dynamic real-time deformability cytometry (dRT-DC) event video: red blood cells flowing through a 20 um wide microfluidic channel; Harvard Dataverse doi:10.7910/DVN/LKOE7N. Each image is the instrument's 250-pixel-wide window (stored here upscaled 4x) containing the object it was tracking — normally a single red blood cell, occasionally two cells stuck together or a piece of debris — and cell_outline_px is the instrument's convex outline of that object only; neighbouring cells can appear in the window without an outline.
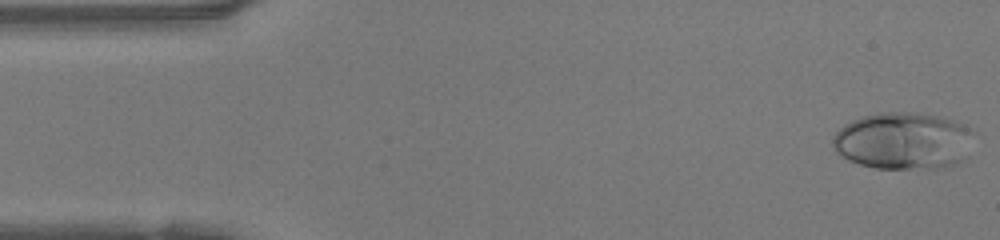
{"species": "human", "species_latin": "Homo sapiens", "temperature_condition": "warm", "stored_images_in_passage": 47, "camera_frame_rate_fps": 3000, "um_per_image_px": 0.085, "donor": {"sex": "female"}, "frame": {"image": 1, "passage_image": 1, "time_ms": 0.0, "image_size_px": [1000, 240], "cell_outline_px": [[968, 128], [960, 160], [956, 164], [944, 168], [876, 168], [860, 164], [848, 160], [836, 152], [832, 144], [832, 136], [844, 124], [852, 120], [864, 116], [880, 112], [912, 112], [936, 116], [952, 120], [964, 124]], "centroid_in_image_um": [76.61, 11.97], "position_along_channel_um": 8.4, "area_um2": 45.72}}
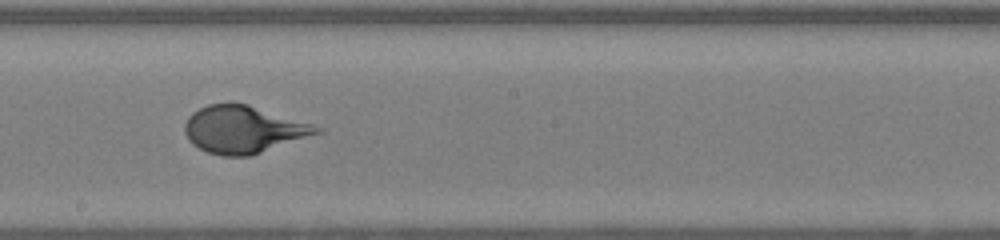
{"frame": {"image": 2, "passage_image": 25, "time_ms": 8.0, "image_size_px": [1000, 240], "cell_outline_px": [[324, 132], [252, 156], [224, 156], [208, 152], [192, 144], [188, 140], [184, 132], [184, 124], [188, 116], [192, 112], [208, 104], [248, 104], [312, 124], [324, 128]], "centroid_in_image_um": [20.71, 11.02], "position_along_channel_um": 227.5, "area_um2": 36.47}}
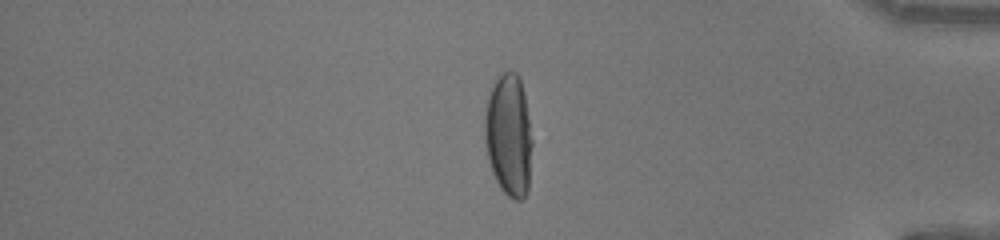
{"frame": {"image": 3, "passage_image": 39, "time_ms": 12.667, "image_size_px": [1000, 240], "cell_outline_px": [[532, 144], [528, 192], [520, 200], [516, 200], [508, 196], [500, 188], [492, 172], [484, 140], [484, 116], [488, 96], [496, 80], [504, 72], [516, 72], [520, 80], [524, 96], [532, 140]], "centroid_in_image_um": [43.23, 11.54], "position_along_channel_um": 392.0, "area_um2": 33.58}}